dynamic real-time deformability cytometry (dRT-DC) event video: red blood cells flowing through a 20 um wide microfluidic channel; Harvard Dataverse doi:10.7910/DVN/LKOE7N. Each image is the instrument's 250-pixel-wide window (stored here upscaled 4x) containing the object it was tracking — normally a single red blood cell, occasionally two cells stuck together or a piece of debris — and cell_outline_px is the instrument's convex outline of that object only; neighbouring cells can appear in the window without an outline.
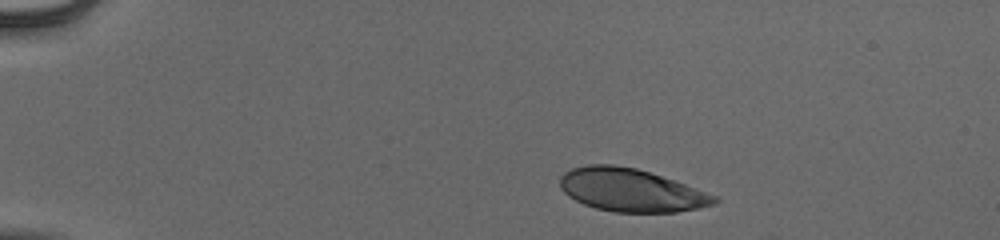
{"species": "human", "species_latin": "Homo sapiens", "temperature_condition": "cold", "stored_images_in_passage": 38, "camera_frame_rate_fps": 3000, "um_per_image_px": 0.085, "donor": {"sex": "male"}, "frame": {"image": 1, "passage_image": 1, "time_ms": 0.0, "image_size_px": [1000, 240], "cell_outline_px": [[720, 200], [716, 204], [676, 212], [612, 212], [596, 208], [584, 204], [568, 196], [560, 188], [560, 176], [564, 172], [572, 168], [588, 164], [612, 164], [636, 168], [720, 196]], "centroid_in_image_um": [53.63, 16.16], "position_along_channel_um": 31.4, "area_um2": 38.61}}
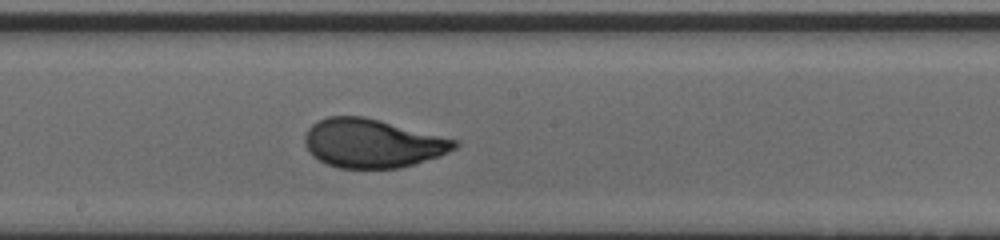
{"frame": {"image": 2, "passage_image": 22, "time_ms": 7.0, "image_size_px": [1000, 240], "cell_outline_px": [[460, 144], [456, 148], [440, 156], [400, 168], [340, 168], [328, 164], [312, 156], [308, 152], [304, 140], [304, 136], [308, 128], [312, 124], [328, 116], [364, 116], [460, 140]], "centroid_in_image_um": [31.67, 12.18], "position_along_channel_um": 216.5, "area_um2": 42.71}}
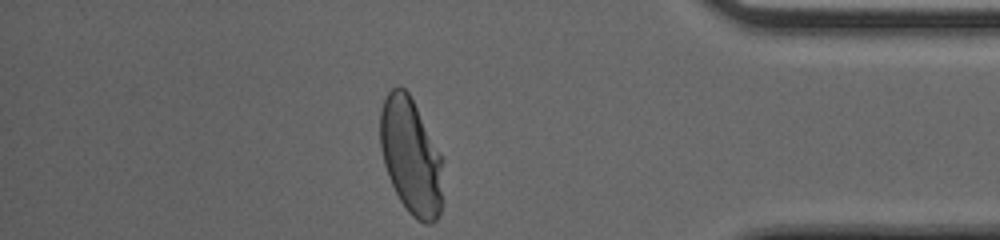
{"frame": {"image": 3, "passage_image": 38, "time_ms": 12.333, "image_size_px": [1000, 240], "cell_outline_px": [[444, 160], [440, 212], [436, 220], [432, 224], [424, 224], [416, 220], [408, 212], [400, 200], [388, 176], [384, 164], [380, 148], [380, 112], [384, 100], [388, 92], [392, 88], [404, 88], [408, 92]], "centroid_in_image_um": [34.94, 13.33], "position_along_channel_um": 400.3, "area_um2": 42.48}, "authors_computed_cell_mechanics": {"area_um2": 42.1362, "velocity_mm_per_s": 3.8909, "shape_relaxation_time_tau1_ms": 3.8573, "shape_relaxation_time_tau2_ms": null, "deformation_change_tau1": 0.1831, "deformation_change_tau2": null}}